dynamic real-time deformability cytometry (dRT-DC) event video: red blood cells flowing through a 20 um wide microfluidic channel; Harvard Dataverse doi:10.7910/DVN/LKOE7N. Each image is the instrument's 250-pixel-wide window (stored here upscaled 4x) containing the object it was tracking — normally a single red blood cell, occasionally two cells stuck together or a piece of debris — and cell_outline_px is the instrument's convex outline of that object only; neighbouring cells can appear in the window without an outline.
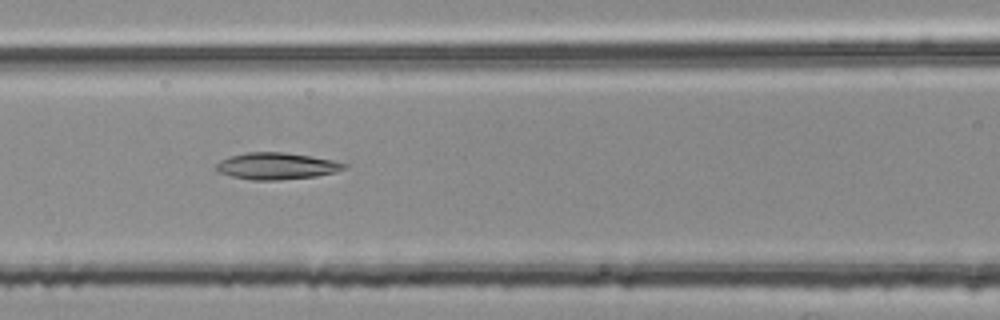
{"species": "common noctule bat (a hibernating species)", "species_latin": "Nyctalus noctula", "temperature_condition": "room temperature", "stored_images_in_passage": 55, "segment_of_instrument_passage": [2, 2], "camera_frame_rate_fps": 3000, "um_per_image_px": 0.085, "animal": {"sex": "female", "body_mass_g": 25.1}, "frame": {"image": 1, "passage_image": 24, "time_ms": 7.667, "image_size_px": [1000, 320], "cell_outline_px": [[348, 168], [336, 172], [316, 176], [280, 180], [252, 180], [232, 176], [220, 172], [216, 168], [216, 164], [220, 160], [228, 156], [248, 152], [284, 152], [312, 156], [332, 160], [348, 164]], "centroid_in_image_um": [23.54, 14.11], "position_along_channel_um": 143.1, "area_um2": 20.0}}
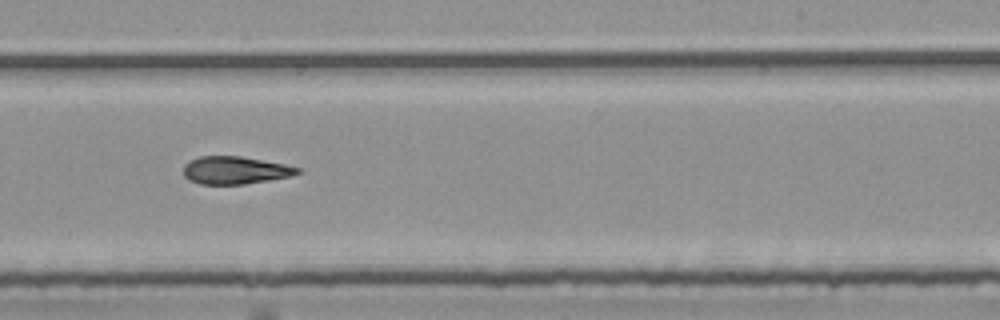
{"frame": {"image": 2, "passage_image": 34, "time_ms": 11.0, "image_size_px": [1000, 320], "cell_outline_px": [[304, 172], [292, 176], [244, 184], [200, 184], [188, 180], [184, 176], [184, 164], [188, 160], [200, 156], [240, 156], [284, 164], [304, 168]], "centroid_in_image_um": [20.01, 14.47], "position_along_channel_um": 269.0, "area_um2": 18.61}}
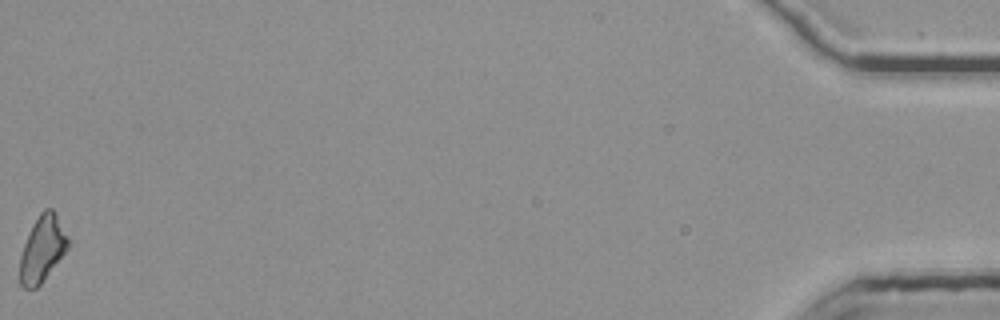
{"frame": {"image": 3, "passage_image": 55, "time_ms": 18.0, "image_size_px": [1000, 320], "cell_outline_px": [[68, 248], [40, 284], [36, 288], [24, 288], [20, 284], [20, 256], [24, 244], [32, 224], [40, 212], [44, 208], [52, 208], [56, 212], [68, 236]], "centroid_in_image_um": [3.6, 21.11], "position_along_channel_um": 431.6, "area_um2": 18.38}}